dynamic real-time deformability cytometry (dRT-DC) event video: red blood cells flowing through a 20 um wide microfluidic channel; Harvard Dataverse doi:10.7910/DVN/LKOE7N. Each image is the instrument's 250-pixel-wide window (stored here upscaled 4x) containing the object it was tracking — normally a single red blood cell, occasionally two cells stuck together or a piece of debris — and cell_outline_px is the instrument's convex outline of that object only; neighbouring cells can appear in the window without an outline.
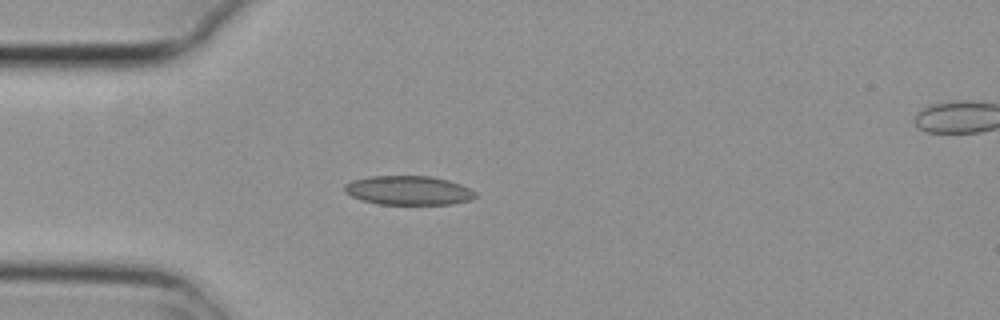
{"species": "common noctule bat (a hibernating species)", "species_latin": "Nyctalus noctula", "temperature_condition": "cold", "stored_images_in_passage": 4, "camera_frame_rate_fps": 3000, "um_per_image_px": 0.085, "animal": {"sex": "female", "body_mass_g": 29.2, "forearm_length_mm": 56.3}, "frame": {"image": 1, "passage_image": 3, "time_ms": 0.667, "image_size_px": [1000, 320], "cell_outline_px": [[476, 196], [472, 200], [452, 204], [380, 204], [364, 200], [352, 196], [344, 192], [344, 184], [352, 180], [368, 176], [432, 176], [448, 180], [460, 184], [476, 192]], "centroid_in_image_um": [34.72, 16.18], "position_along_channel_um": 50.3, "area_um2": 22.2}}